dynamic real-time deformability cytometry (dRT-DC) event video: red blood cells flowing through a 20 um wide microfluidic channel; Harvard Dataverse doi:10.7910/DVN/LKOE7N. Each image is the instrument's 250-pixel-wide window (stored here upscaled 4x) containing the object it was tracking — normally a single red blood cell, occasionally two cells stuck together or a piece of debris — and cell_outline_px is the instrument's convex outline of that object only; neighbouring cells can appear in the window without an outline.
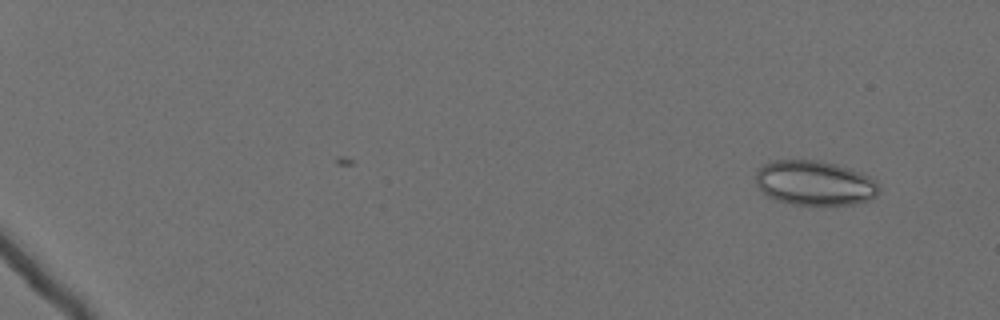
{"species": "Egyptian fruit bat (a non-hibernating species)", "species_latin": "Rousettus aegyptiacus", "temperature_condition": "cold", "stored_images_in_passage": 56, "camera_frame_rate_fps": 3000, "um_per_image_px": 0.085, "animal": {"sex": "female"}, "frame": {"image": 1, "passage_image": 1, "time_ms": 0.0, "image_size_px": [1000, 320], "cell_outline_px": [[880, 192], [876, 196], [868, 200], [852, 204], [792, 204], [776, 200], [768, 196], [756, 184], [756, 172], [764, 164], [772, 160], [820, 160], [852, 168], [876, 180], [880, 184]], "centroid_in_image_um": [69.28, 15.54], "position_along_channel_um": 15.7, "area_um2": 32.19}}
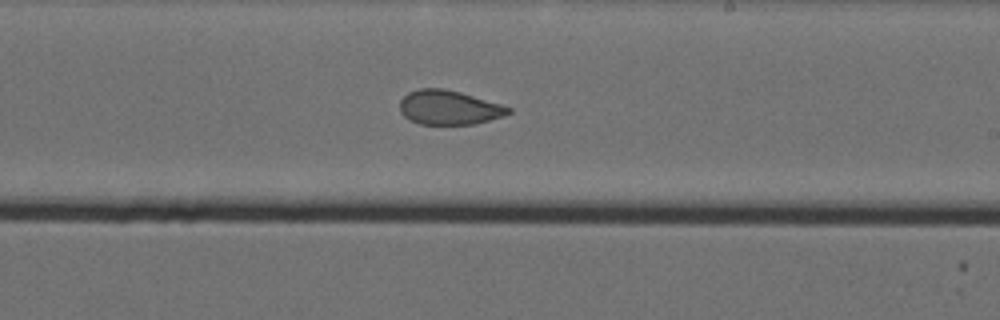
{"frame": {"image": 2, "passage_image": 36, "time_ms": 11.667, "image_size_px": [1000, 320], "cell_outline_px": [[512, 112], [504, 116], [472, 124], [420, 124], [408, 120], [400, 112], [400, 100], [408, 92], [420, 88], [444, 88], [460, 92], [500, 104], [512, 108]], "centroid_in_image_um": [38.13, 9.14], "position_along_channel_um": 250.9, "area_um2": 21.68}}
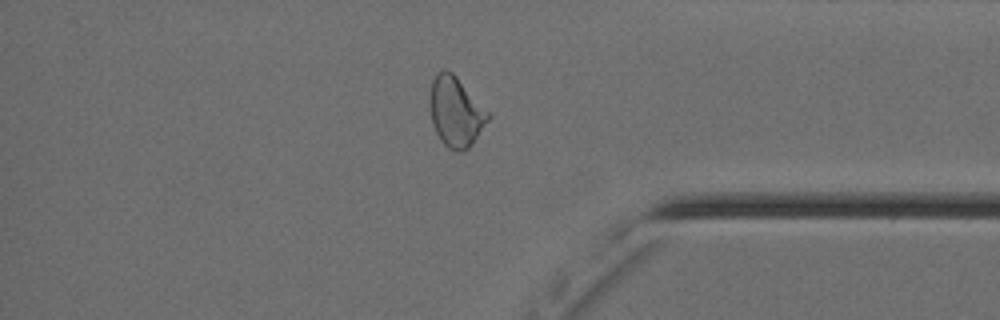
{"frame": {"image": 3, "passage_image": 49, "time_ms": 16.0, "image_size_px": [1000, 320], "cell_outline_px": [[492, 116], [472, 144], [468, 148], [460, 152], [456, 152], [448, 148], [440, 140], [432, 124], [428, 104], [428, 96], [432, 80], [436, 72], [444, 68], [452, 72], [492, 112]], "centroid_in_image_um": [38.74, 9.48], "position_along_channel_um": 396.5, "area_um2": 24.57}, "authors_computed_cell_mechanics": {"area_um2": 24.7384, "velocity_mm_per_s": 3.5668, "shape_relaxation_time_tau1_ms": null, "shape_relaxation_time_tau2_ms": 1.4873, "deformation_change_tau1": null, "deformation_change_tau2": 0.0789}}